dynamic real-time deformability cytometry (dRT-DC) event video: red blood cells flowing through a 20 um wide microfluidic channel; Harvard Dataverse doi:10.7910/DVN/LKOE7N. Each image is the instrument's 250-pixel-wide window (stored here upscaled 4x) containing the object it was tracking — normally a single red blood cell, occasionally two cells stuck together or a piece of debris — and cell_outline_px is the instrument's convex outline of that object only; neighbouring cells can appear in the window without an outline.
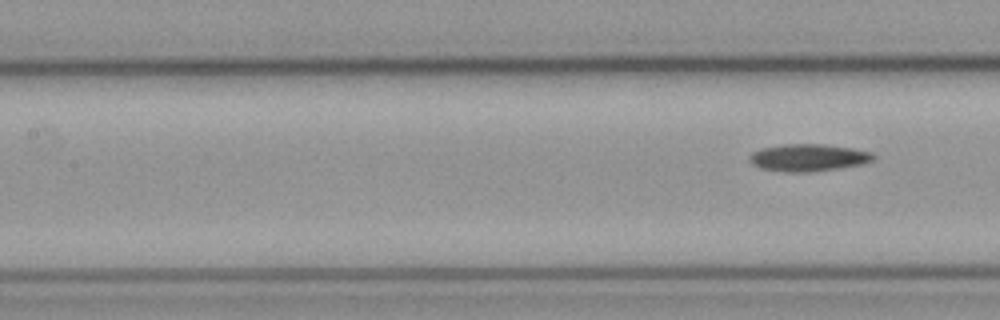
{"species": "common noctule bat (a hibernating species)", "species_latin": "Nyctalus noctula", "temperature_condition": "cold", "stored_images_in_passage": 5, "segment_of_instrument_passage": [2, 2], "camera_frame_rate_fps": 3000, "um_per_image_px": 0.085, "animal": {"sex": "male", "body_mass_g": 23.1, "forearm_length_mm": 52.7}, "frame": {"image": 1, "passage_image": 5, "time_ms": 1.333, "image_size_px": [1000, 320], "cell_outline_px": [[876, 156], [872, 160], [864, 164], [812, 172], [784, 172], [760, 168], [752, 164], [748, 160], [748, 156], [752, 152], [760, 148], [784, 144], [824, 144], [852, 148], [872, 152]], "centroid_in_image_um": [68.68, 13.4], "position_along_channel_um": 138.7, "area_um2": 19.88}}